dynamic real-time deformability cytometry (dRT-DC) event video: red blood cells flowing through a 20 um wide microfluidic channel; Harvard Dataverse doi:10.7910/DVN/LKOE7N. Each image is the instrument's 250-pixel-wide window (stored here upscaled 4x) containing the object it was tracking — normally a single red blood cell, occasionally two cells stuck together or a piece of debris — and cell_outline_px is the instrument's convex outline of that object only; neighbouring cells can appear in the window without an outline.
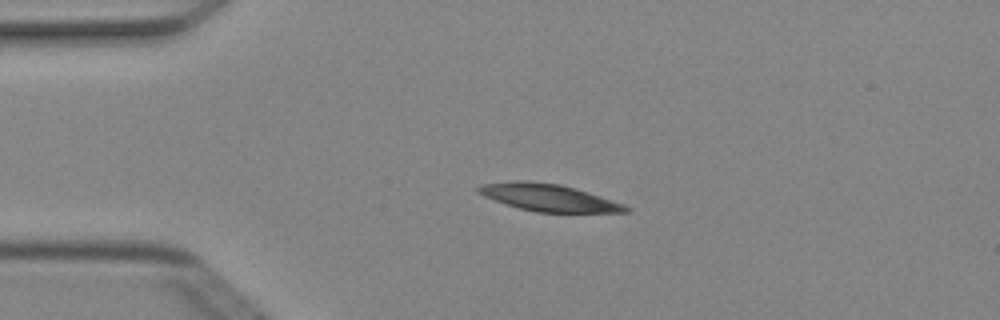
{"species": "Egyptian fruit bat (a non-hibernating species)", "species_latin": "Rousettus aegyptiacus", "temperature_condition": "cold", "stored_images_in_passage": 2, "camera_frame_rate_fps": 3000, "um_per_image_px": 0.085, "animal": {"sex": "female"}, "frame": {"image": 1, "passage_image": 1, "time_ms": 0.0, "image_size_px": [1000, 320], "cell_outline_px": [[632, 212], [536, 212], [520, 208], [484, 196], [476, 192], [476, 188], [480, 184], [512, 180], [528, 180], [560, 184], [576, 188], [624, 204], [632, 208]], "centroid_in_image_um": [46.63, 16.78], "position_along_channel_um": 38.4, "area_um2": 23.35}}